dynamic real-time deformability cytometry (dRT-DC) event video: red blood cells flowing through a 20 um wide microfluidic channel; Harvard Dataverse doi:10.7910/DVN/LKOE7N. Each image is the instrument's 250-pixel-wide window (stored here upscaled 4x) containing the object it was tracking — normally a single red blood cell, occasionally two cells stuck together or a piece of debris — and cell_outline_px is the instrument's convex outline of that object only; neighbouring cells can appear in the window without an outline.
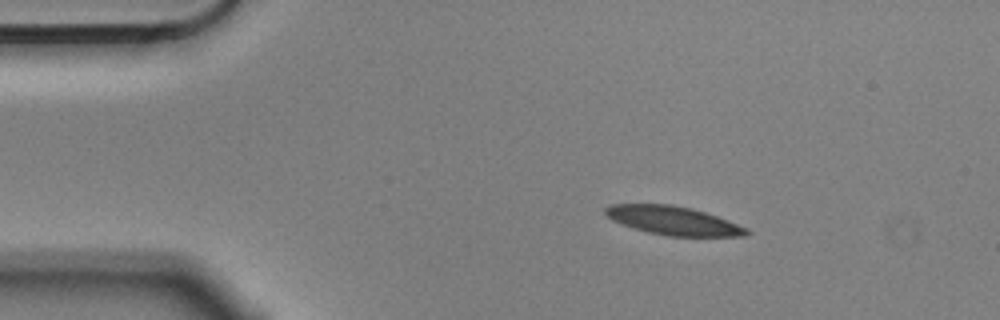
{"species": "Egyptian fruit bat (a non-hibernating species)", "species_latin": "Rousettus aegyptiacus", "temperature_condition": "cold", "stored_images_in_passage": 3, "camera_frame_rate_fps": 3000, "um_per_image_px": 0.085, "animal": {"sex": "male"}, "frame": {"image": 1, "passage_image": 1, "time_ms": 0.0, "image_size_px": [1000, 320], "cell_outline_px": [[752, 232], [748, 236], [668, 236], [648, 232], [612, 220], [604, 212], [604, 208], [612, 204], [672, 204], [692, 208], [728, 220], [748, 228]], "centroid_in_image_um": [57.28, 18.75], "position_along_channel_um": 27.7, "area_um2": 23.47}}
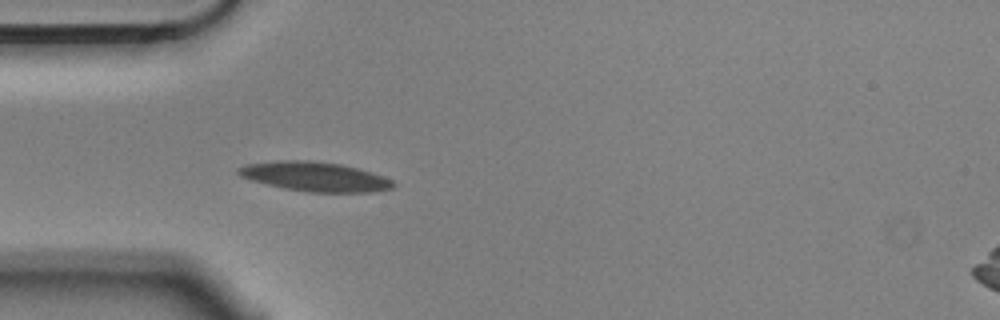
{"frame": {"image": 2, "passage_image": 3, "time_ms": 0.667, "image_size_px": [1000, 320], "cell_outline_px": [[396, 184], [392, 188], [372, 192], [308, 192], [284, 188], [252, 180], [240, 176], [236, 172], [236, 168], [248, 164], [276, 160], [312, 160], [340, 164], [356, 168], [392, 180]], "centroid_in_image_um": [26.72, 15.01], "position_along_channel_um": 58.3, "area_um2": 26.3}}